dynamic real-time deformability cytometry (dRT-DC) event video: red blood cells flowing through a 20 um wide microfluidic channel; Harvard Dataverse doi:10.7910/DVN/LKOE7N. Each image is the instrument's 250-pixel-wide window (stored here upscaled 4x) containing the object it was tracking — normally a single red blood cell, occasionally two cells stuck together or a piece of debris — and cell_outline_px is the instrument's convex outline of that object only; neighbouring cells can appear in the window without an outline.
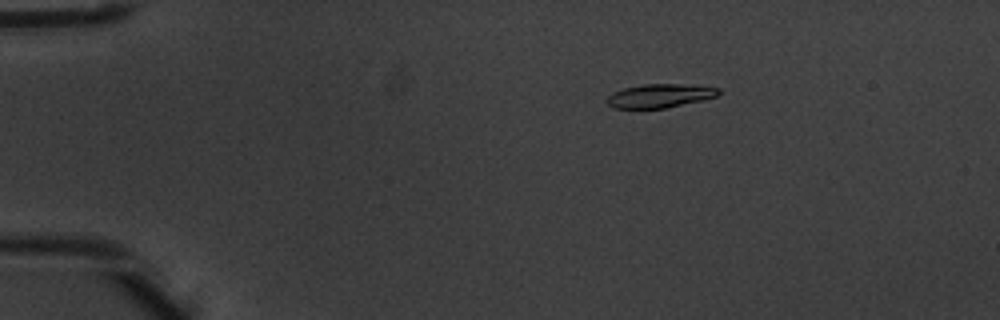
{"species": "common noctule bat (a hibernating species)", "species_latin": "Nyctalus noctula", "temperature_condition": "warm", "stored_images_in_passage": 5, "camera_frame_rate_fps": 3000, "um_per_image_px": 0.085, "animal": {"sex": "male", "body_mass_g": 20.1, "forearm_length_mm": 53.5}, "frame": {"image": 1, "passage_image": 2, "time_ms": 0.333, "image_size_px": [1000, 320], "cell_outline_px": [[720, 92], [716, 96], [704, 100], [664, 108], [616, 108], [608, 104], [604, 100], [612, 92], [624, 88], [644, 84], [680, 84], [720, 88]], "centroid_in_image_um": [56.06, 8.14], "position_along_channel_um": 28.9, "area_um2": 15.32}}